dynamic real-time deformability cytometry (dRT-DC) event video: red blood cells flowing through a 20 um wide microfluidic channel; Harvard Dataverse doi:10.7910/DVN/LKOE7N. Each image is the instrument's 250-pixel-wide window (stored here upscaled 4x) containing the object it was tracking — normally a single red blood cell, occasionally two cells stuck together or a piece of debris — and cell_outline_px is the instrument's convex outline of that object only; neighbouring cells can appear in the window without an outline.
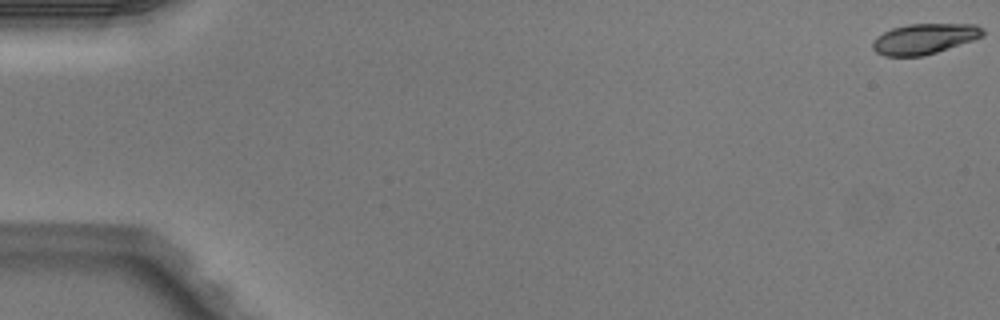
{"species": "Egyptian fruit bat (a non-hibernating species)", "species_latin": "Rousettus aegyptiacus", "temperature_condition": "warm", "stored_images_in_passage": 5, "camera_frame_rate_fps": 3000, "um_per_image_px": 0.085, "animal": {"sex": "male"}, "frame": {"image": 1, "passage_image": 1, "time_ms": 0.0, "image_size_px": [1000, 320], "cell_outline_px": [[984, 36], [924, 56], [884, 56], [876, 52], [872, 48], [872, 40], [884, 32], [892, 28], [908, 24], [976, 24], [984, 28]], "centroid_in_image_um": [78.56, 3.29], "position_along_channel_um": 6.4, "area_um2": 19.54}}
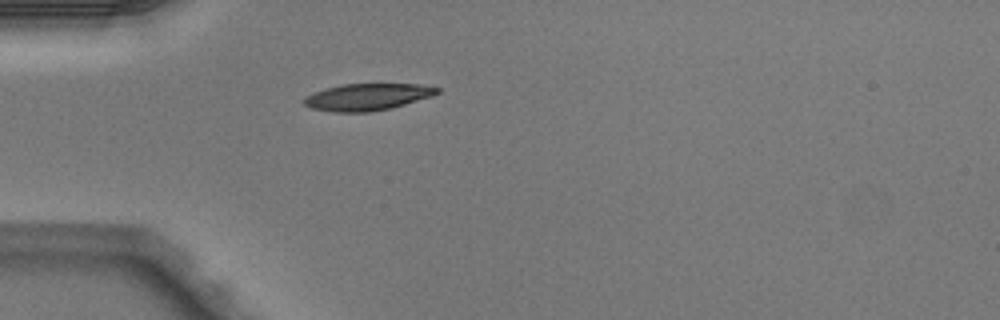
{"frame": {"image": 2, "passage_image": 5, "time_ms": 1.333, "image_size_px": [1000, 320], "cell_outline_px": [[440, 92], [432, 96], [392, 108], [372, 112], [332, 112], [312, 108], [304, 104], [304, 100], [308, 96], [316, 92], [328, 88], [344, 84], [420, 84], [440, 88]], "centroid_in_image_um": [31.29, 8.25], "position_along_channel_um": 53.7, "area_um2": 20.63}}